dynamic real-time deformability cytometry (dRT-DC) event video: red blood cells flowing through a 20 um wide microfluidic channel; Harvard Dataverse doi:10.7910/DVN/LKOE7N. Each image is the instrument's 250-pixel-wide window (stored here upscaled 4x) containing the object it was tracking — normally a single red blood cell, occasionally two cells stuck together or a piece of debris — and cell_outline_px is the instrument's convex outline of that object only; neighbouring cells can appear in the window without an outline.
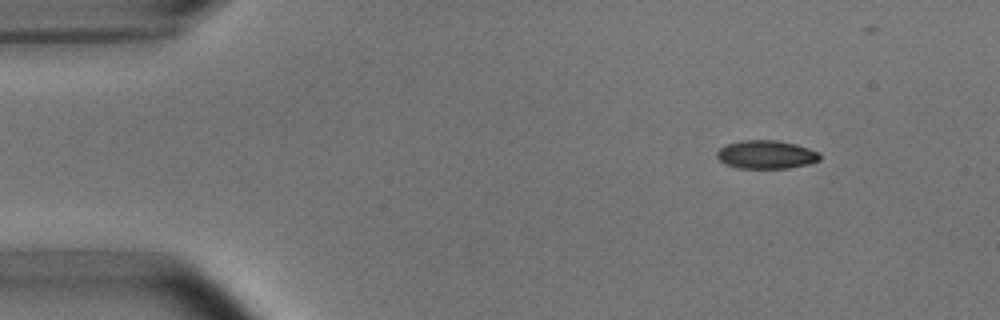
{"species": "common noctule bat (a hibernating species)", "species_latin": "Nyctalus noctula", "temperature_condition": "room temperature", "stored_images_in_passage": 4, "segment_of_instrument_passage": [1, 2], "camera_frame_rate_fps": 3000, "um_per_image_px": 0.085, "animal": {"sex": "male", "body_mass_g": 15.6}, "frame": {"image": 1, "passage_image": 1, "time_ms": 0.0, "image_size_px": [1000, 320], "cell_outline_px": [[820, 160], [808, 164], [788, 168], [736, 168], [724, 164], [716, 156], [716, 152], [720, 148], [728, 144], [740, 140], [776, 140], [796, 144], [820, 152]], "centroid_in_image_um": [65.12, 13.14], "position_along_channel_um": 19.9, "area_um2": 17.11}}